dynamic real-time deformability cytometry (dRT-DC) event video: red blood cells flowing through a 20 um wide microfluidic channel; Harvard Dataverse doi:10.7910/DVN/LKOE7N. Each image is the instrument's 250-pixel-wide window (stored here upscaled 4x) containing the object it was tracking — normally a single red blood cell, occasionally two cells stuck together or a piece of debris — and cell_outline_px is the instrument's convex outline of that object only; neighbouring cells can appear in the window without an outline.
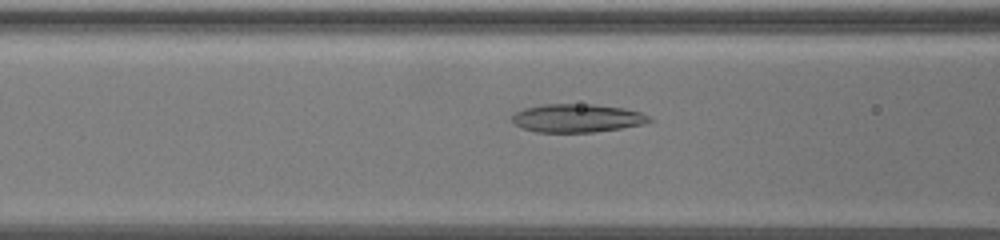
{"species": "common noctule bat (a hibernating species)", "species_latin": "Nyctalus noctula", "temperature_condition": "warm", "stored_images_in_passage": 37, "segment_of_instrument_passage": [1, 2], "camera_frame_rate_fps": 3000, "um_per_image_px": 0.085, "animal": {"sex": "female", "body_mass_g": 19.5, "forearm_length_mm": 54.1}, "frame": {"image": 1, "passage_image": 8, "time_ms": 2.333, "image_size_px": [1000, 240], "cell_outline_px": [[652, 120], [644, 124], [620, 128], [592, 132], [536, 132], [512, 124], [512, 116], [516, 112], [524, 108], [544, 104], [592, 104], [624, 108], [640, 112], [648, 116]], "centroid_in_image_um": [49.03, 10.04], "position_along_channel_um": 117.6, "area_um2": 22.54}}
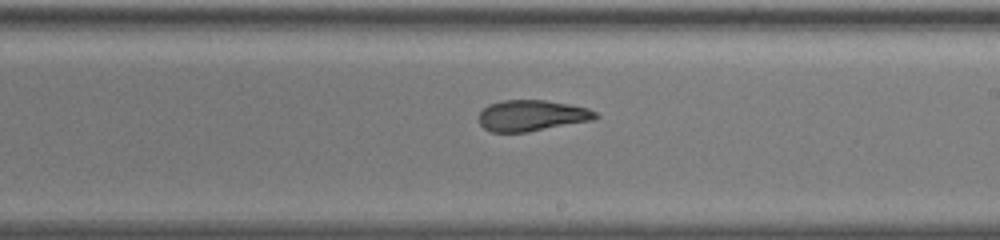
{"frame": {"image": 2, "passage_image": 20, "time_ms": 6.333, "image_size_px": [1000, 240], "cell_outline_px": [[600, 116], [592, 120], [528, 132], [492, 132], [484, 128], [480, 124], [480, 112], [488, 104], [504, 100], [544, 100], [568, 104], [588, 108], [596, 112]], "centroid_in_image_um": [45.2, 9.82], "position_along_channel_um": 243.8, "area_um2": 20.98}}
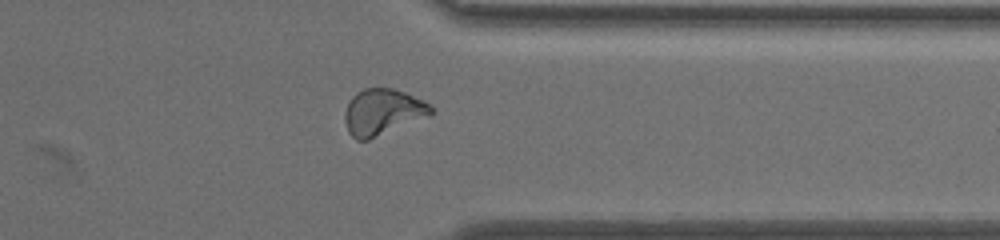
{"frame": {"image": 3, "passage_image": 33, "time_ms": 10.667, "image_size_px": [1000, 240], "cell_outline_px": [[432, 112], [368, 140], [356, 140], [348, 132], [344, 120], [344, 112], [352, 96], [356, 92], [364, 88], [392, 88], [404, 92], [424, 100], [432, 108]], "centroid_in_image_um": [32.43, 9.49], "position_along_channel_um": 379.0, "area_um2": 22.48}}